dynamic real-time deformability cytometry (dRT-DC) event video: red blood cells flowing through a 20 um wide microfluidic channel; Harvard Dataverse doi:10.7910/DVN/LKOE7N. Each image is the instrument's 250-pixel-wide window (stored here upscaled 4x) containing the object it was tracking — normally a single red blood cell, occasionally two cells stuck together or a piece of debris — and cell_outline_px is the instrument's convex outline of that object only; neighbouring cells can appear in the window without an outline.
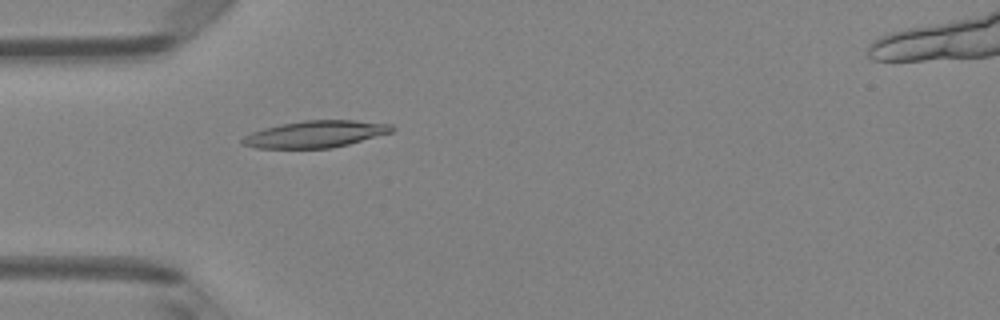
{"species": "Egyptian fruit bat (a non-hibernating species)", "species_latin": "Rousettus aegyptiacus", "temperature_condition": "room temperature", "stored_images_in_passage": 49, "camera_frame_rate_fps": 3000, "um_per_image_px": 0.085, "animal": {"sex": "female"}, "frame": {"image": 1, "passage_image": 15, "time_ms": 4.667, "image_size_px": [1000, 320], "cell_outline_px": [[396, 128], [392, 132], [348, 144], [332, 148], [256, 148], [240, 144], [240, 140], [244, 136], [252, 132], [264, 128], [280, 124], [304, 120], [356, 120], [392, 124]], "centroid_in_image_um": [26.81, 11.39], "position_along_channel_um": 58.2, "area_um2": 23.47}}
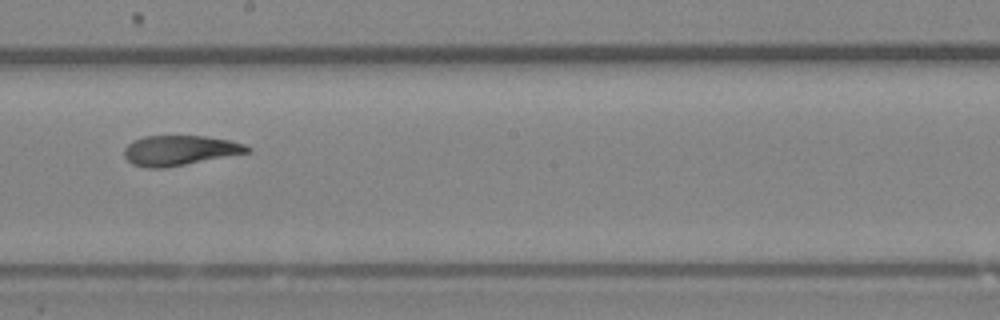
{"frame": {"image": 2, "passage_image": 28, "time_ms": 9.0, "image_size_px": [1000, 320], "cell_outline_px": [[252, 152], [164, 168], [144, 168], [132, 164], [124, 156], [124, 148], [132, 140], [144, 136], [204, 136], [228, 140], [244, 144], [252, 148]], "centroid_in_image_um": [15.26, 12.79], "position_along_channel_um": 232.9, "area_um2": 21.62}}
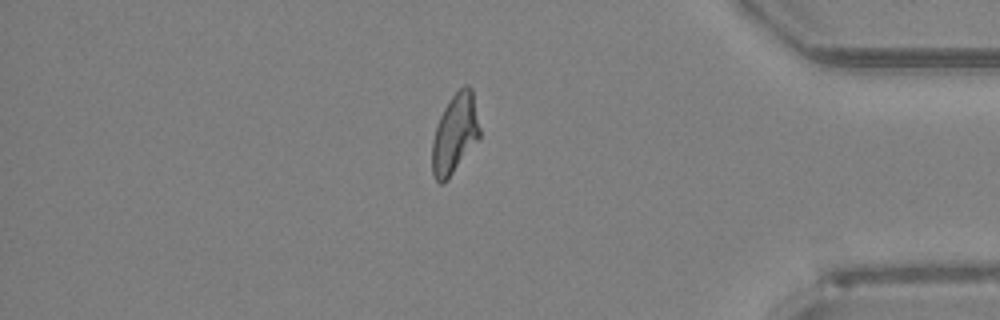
{"frame": {"image": 3, "passage_image": 42, "time_ms": 13.667, "image_size_px": [1000, 320], "cell_outline_px": [[480, 136], [448, 180], [444, 184], [440, 184], [432, 176], [432, 140], [440, 116], [444, 108], [452, 96], [464, 84], [468, 84], [472, 88], [480, 128]], "centroid_in_image_um": [38.65, 11.39], "position_along_channel_um": 396.5, "area_um2": 22.02}, "authors_computed_cell_mechanics": {"area_um2": 22.4842, "velocity_mm_per_s": 4.1398, "shape_relaxation_time_tau1_ms": 6.4487, "shape_relaxation_time_tau2_ms": 2.5053, "deformation_change_tau1": 0.1966, "deformation_change_tau2": 0.0976}}